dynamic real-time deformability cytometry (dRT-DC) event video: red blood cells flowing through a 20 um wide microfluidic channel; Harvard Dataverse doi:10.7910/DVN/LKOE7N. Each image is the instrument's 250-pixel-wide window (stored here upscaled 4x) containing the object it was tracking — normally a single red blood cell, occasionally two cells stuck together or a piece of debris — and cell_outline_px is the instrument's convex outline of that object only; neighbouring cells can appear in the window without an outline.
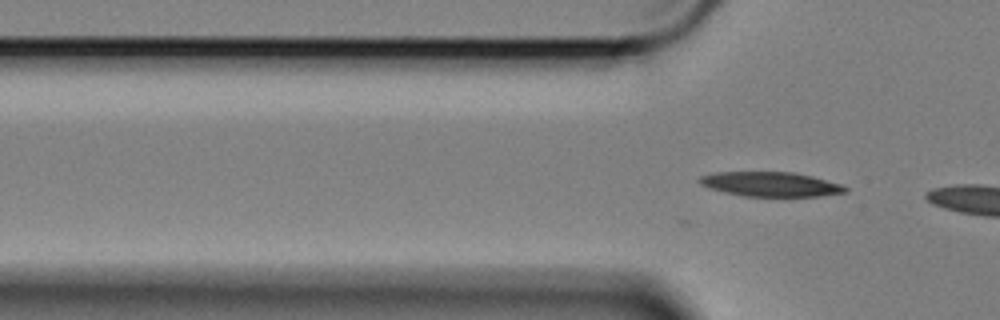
{"species": "Egyptian fruit bat (a non-hibernating species)", "species_latin": "Rousettus aegyptiacus", "temperature_condition": "cold", "stored_images_in_passage": 16, "camera_frame_rate_fps": 3000, "um_per_image_px": 0.085, "animal": {"sex": "female"}, "frame": {"image": 1, "passage_image": 14, "time_ms": 4.333, "image_size_px": [1000, 320], "cell_outline_px": [[848, 192], [820, 196], [744, 196], [724, 192], [708, 188], [700, 184], [696, 180], [700, 176], [716, 172], [792, 172], [812, 176], [840, 184], [848, 188]], "centroid_in_image_um": [65.47, 15.66], "position_along_channel_um": 60.3, "area_um2": 20.87}}